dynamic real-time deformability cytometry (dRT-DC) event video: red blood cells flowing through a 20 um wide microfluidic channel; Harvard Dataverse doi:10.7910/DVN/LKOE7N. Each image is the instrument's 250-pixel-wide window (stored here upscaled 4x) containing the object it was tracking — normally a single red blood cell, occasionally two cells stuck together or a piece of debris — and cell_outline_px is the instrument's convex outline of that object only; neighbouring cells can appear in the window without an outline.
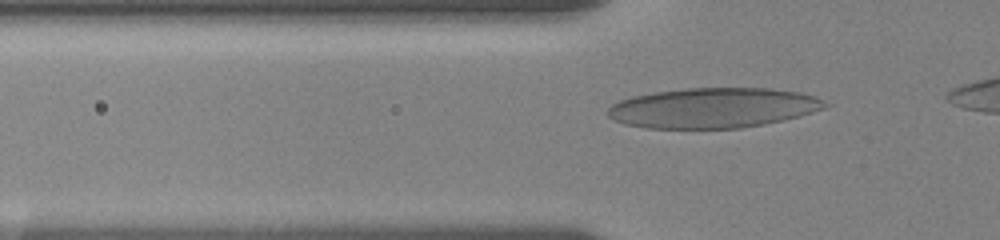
{"species": "human", "species_latin": "Homo sapiens", "temperature_condition": "room temperature", "stored_images_in_passage": 37, "camera_frame_rate_fps": 3000, "um_per_image_px": 0.085, "donor": {"sex": "female"}, "frame": {"image": 1, "passage_image": 6, "time_ms": 1.667, "image_size_px": [1000, 240], "cell_outline_px": [[832, 104], [824, 108], [800, 116], [784, 120], [764, 124], [740, 128], [644, 128], [624, 124], [608, 116], [608, 108], [612, 104], [620, 100], [632, 96], [656, 92], [684, 88], [772, 88], [800, 92], [816, 96]], "centroid_in_image_um": [60.66, 9.16], "position_along_channel_um": 65.1, "area_um2": 50.98}}
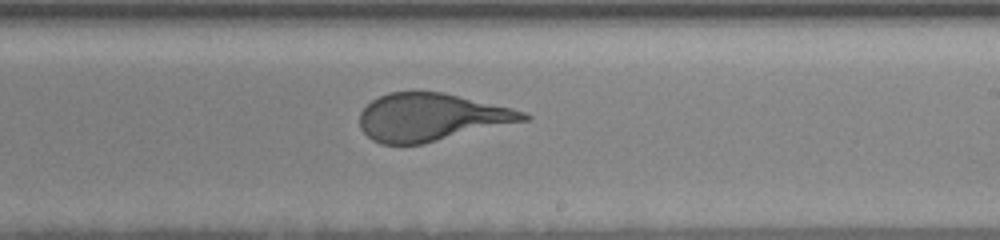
{"frame": {"image": 2, "passage_image": 22, "time_ms": 7.0, "image_size_px": [1000, 240], "cell_outline_px": [[532, 116], [528, 120], [424, 144], [380, 144], [372, 140], [360, 128], [360, 112], [372, 100], [388, 92], [444, 92], [512, 108], [524, 112]], "centroid_in_image_um": [36.66, 9.97], "position_along_channel_um": 252.3, "area_um2": 45.43}}
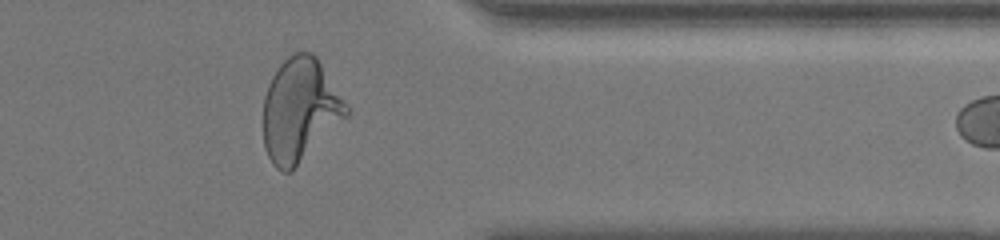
{"frame": {"image": 3, "passage_image": 34, "time_ms": 11.0, "image_size_px": [1000, 240], "cell_outline_px": [[352, 112], [292, 172], [284, 172], [276, 168], [272, 164], [264, 148], [264, 96], [268, 84], [272, 76], [280, 64], [292, 52], [308, 52], [316, 56]], "centroid_in_image_um": [25.5, 9.38], "position_along_channel_um": 385.9, "area_um2": 50.17}}